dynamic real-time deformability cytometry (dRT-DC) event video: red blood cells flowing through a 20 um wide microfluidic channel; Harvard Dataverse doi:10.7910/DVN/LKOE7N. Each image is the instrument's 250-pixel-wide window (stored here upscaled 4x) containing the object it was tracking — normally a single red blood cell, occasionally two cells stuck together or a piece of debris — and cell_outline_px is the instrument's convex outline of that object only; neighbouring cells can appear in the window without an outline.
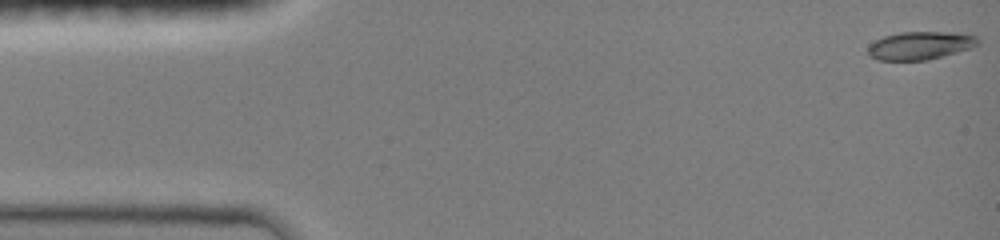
{"species": "common noctule bat (a hibernating species)", "species_latin": "Nyctalus noctula", "temperature_condition": "room temperature", "stored_images_in_passage": 10, "camera_frame_rate_fps": 3000, "um_per_image_px": 0.085, "animal": {"sex": "female", "body_mass_g": 19.0, "forearm_length_mm": 51.5}, "frame": {"image": 1, "passage_image": 1, "time_ms": 0.0, "image_size_px": [1000, 240], "cell_outline_px": [[980, 44], [956, 52], [928, 60], [880, 60], [868, 56], [868, 44], [884, 36], [900, 32], [940, 32], [976, 36], [980, 40]], "centroid_in_image_um": [78.16, 3.88], "position_along_channel_um": 6.8, "area_um2": 17.74}}